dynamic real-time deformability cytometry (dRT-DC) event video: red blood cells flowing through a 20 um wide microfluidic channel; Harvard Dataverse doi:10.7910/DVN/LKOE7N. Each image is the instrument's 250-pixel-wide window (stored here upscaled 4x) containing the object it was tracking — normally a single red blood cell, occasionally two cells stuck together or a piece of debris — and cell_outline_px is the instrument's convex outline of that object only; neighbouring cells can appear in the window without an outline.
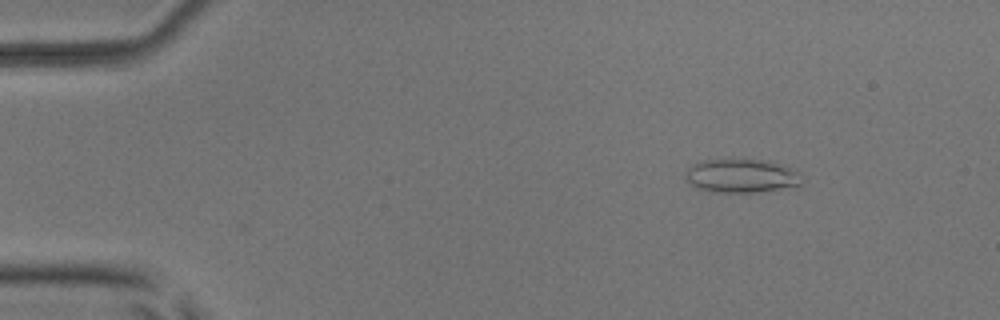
{"species": "common noctule bat (a hibernating species)", "species_latin": "Nyctalus noctula", "temperature_condition": "room temperature", "stored_images_in_passage": 46, "camera_frame_rate_fps": 3000, "um_per_image_px": 0.085, "animal": {"sex": "male", "body_mass_g": 17.9, "forearm_length_mm": 54.2}, "frame": {"image": 1, "passage_image": 1, "time_ms": 0.0, "image_size_px": [1000, 320], "cell_outline_px": [[800, 188], [760, 192], [712, 192], [696, 188], [684, 176], [688, 168], [692, 164], [700, 160], [732, 156], [744, 156], [768, 160], [796, 168], [800, 172]], "centroid_in_image_um": [63.08, 14.89], "position_along_channel_um": 21.9, "area_um2": 24.57}}
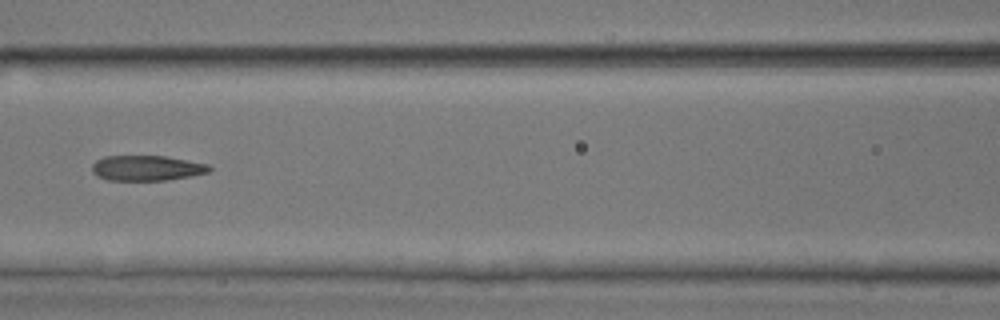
{"frame": {"image": 2, "passage_image": 18, "time_ms": 5.667, "image_size_px": [1000, 320], "cell_outline_px": [[212, 168], [208, 172], [188, 176], [164, 180], [108, 180], [96, 176], [92, 172], [92, 164], [96, 160], [104, 156], [164, 156], [208, 164]], "centroid_in_image_um": [12.42, 14.28], "position_along_channel_um": 154.2, "area_um2": 17.11}}
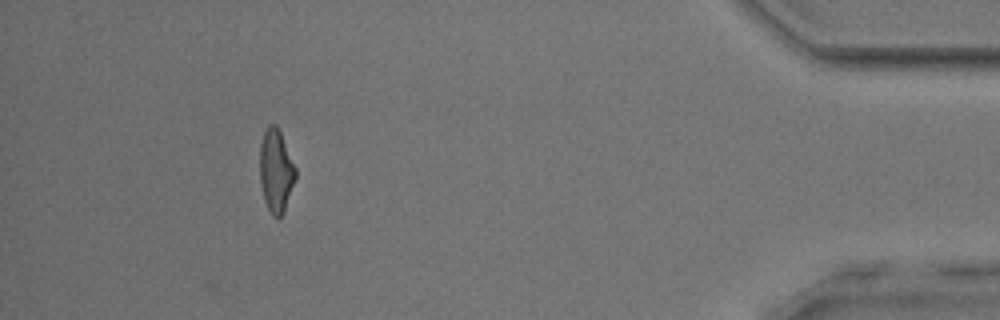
{"frame": {"image": 3, "passage_image": 42, "time_ms": 13.667, "image_size_px": [1000, 320], "cell_outline_px": [[296, 180], [284, 212], [276, 220], [272, 216], [264, 200], [260, 184], [260, 144], [264, 132], [268, 124], [276, 124], [280, 132], [296, 168]], "centroid_in_image_um": [23.46, 14.55], "position_along_channel_um": 411.7, "area_um2": 17.46}, "authors_computed_cell_mechanics": {"area_um2": 17.8313, "velocity_mm_per_s": 3.9384, "shape_relaxation_time_tau1_ms": 7.601, "shape_relaxation_time_tau2_ms": 3.084, "deformation_change_tau1": 0.2226, "deformation_change_tau2": 0.1388}}